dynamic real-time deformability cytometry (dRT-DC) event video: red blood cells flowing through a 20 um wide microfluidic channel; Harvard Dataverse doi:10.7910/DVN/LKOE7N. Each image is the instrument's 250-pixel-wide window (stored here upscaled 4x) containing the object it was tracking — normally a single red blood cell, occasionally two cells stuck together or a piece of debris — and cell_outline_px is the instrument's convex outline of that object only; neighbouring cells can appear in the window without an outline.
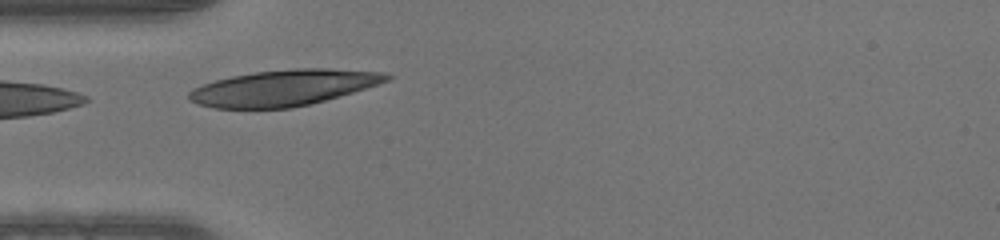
{"species": "human", "species_latin": "Homo sapiens", "temperature_condition": "warm", "stored_images_in_passage": 7, "camera_frame_rate_fps": 3000, "um_per_image_px": 0.085, "donor": {"sex": "male"}, "frame": {"image": 1, "passage_image": 1, "time_ms": 0.0, "image_size_px": [1000, 240], "cell_outline_px": [[392, 80], [340, 96], [312, 104], [292, 108], [212, 108], [196, 104], [188, 100], [188, 92], [192, 88], [216, 80], [232, 76], [256, 72], [296, 68], [328, 68], [384, 72], [392, 76]], "centroid_in_image_um": [24.12, 7.47], "position_along_channel_um": 60.9, "area_um2": 41.62}}
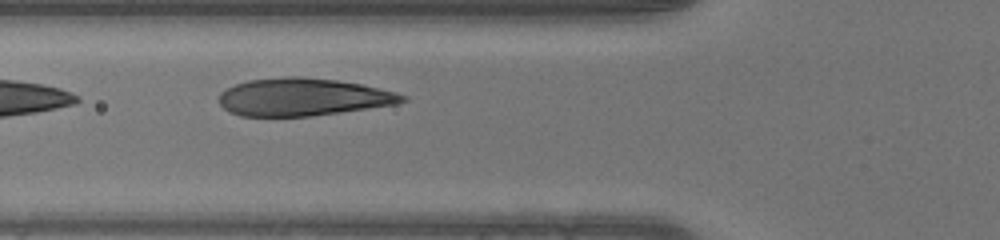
{"frame": {"image": 2, "passage_image": 4, "time_ms": 1.0, "image_size_px": [1000, 240], "cell_outline_px": [[408, 100], [396, 104], [340, 112], [308, 116], [240, 116], [228, 112], [220, 104], [220, 92], [236, 84], [248, 80], [288, 76], [296, 76], [336, 80], [360, 84], [396, 92], [408, 96]], "centroid_in_image_um": [25.75, 8.25], "position_along_channel_um": 100.1, "area_um2": 40.0}}